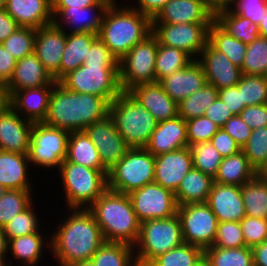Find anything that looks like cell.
I'll list each match as a JSON object with an SVG mask.
<instances>
[{"mask_svg":"<svg viewBox=\"0 0 267 266\" xmlns=\"http://www.w3.org/2000/svg\"><path fill=\"white\" fill-rule=\"evenodd\" d=\"M140 223L153 219H167L177 214L175 193L151 182L128 194Z\"/></svg>","mask_w":267,"mask_h":266,"instance_id":"cell-13","label":"cell"},{"mask_svg":"<svg viewBox=\"0 0 267 266\" xmlns=\"http://www.w3.org/2000/svg\"><path fill=\"white\" fill-rule=\"evenodd\" d=\"M256 176V170L250 165L244 152L224 157L219 165L214 182L242 186Z\"/></svg>","mask_w":267,"mask_h":266,"instance_id":"cell-34","label":"cell"},{"mask_svg":"<svg viewBox=\"0 0 267 266\" xmlns=\"http://www.w3.org/2000/svg\"><path fill=\"white\" fill-rule=\"evenodd\" d=\"M10 94L7 86L0 84V114L10 107Z\"/></svg>","mask_w":267,"mask_h":266,"instance_id":"cell-65","label":"cell"},{"mask_svg":"<svg viewBox=\"0 0 267 266\" xmlns=\"http://www.w3.org/2000/svg\"><path fill=\"white\" fill-rule=\"evenodd\" d=\"M32 191L8 189L4 193L0 198V227H4L32 204Z\"/></svg>","mask_w":267,"mask_h":266,"instance_id":"cell-44","label":"cell"},{"mask_svg":"<svg viewBox=\"0 0 267 266\" xmlns=\"http://www.w3.org/2000/svg\"><path fill=\"white\" fill-rule=\"evenodd\" d=\"M68 266H95L91 260L76 262Z\"/></svg>","mask_w":267,"mask_h":266,"instance_id":"cell-71","label":"cell"},{"mask_svg":"<svg viewBox=\"0 0 267 266\" xmlns=\"http://www.w3.org/2000/svg\"><path fill=\"white\" fill-rule=\"evenodd\" d=\"M197 60L204 69L206 82L217 90L237 85L242 76L241 69L223 53L214 49L208 42Z\"/></svg>","mask_w":267,"mask_h":266,"instance_id":"cell-19","label":"cell"},{"mask_svg":"<svg viewBox=\"0 0 267 266\" xmlns=\"http://www.w3.org/2000/svg\"><path fill=\"white\" fill-rule=\"evenodd\" d=\"M245 245L252 248L267 238V219L245 216L241 221Z\"/></svg>","mask_w":267,"mask_h":266,"instance_id":"cell-53","label":"cell"},{"mask_svg":"<svg viewBox=\"0 0 267 266\" xmlns=\"http://www.w3.org/2000/svg\"><path fill=\"white\" fill-rule=\"evenodd\" d=\"M52 8L76 9L90 7L92 5H110L113 0H51Z\"/></svg>","mask_w":267,"mask_h":266,"instance_id":"cell-61","label":"cell"},{"mask_svg":"<svg viewBox=\"0 0 267 266\" xmlns=\"http://www.w3.org/2000/svg\"><path fill=\"white\" fill-rule=\"evenodd\" d=\"M134 252L129 244L105 242L91 261L95 266H137Z\"/></svg>","mask_w":267,"mask_h":266,"instance_id":"cell-38","label":"cell"},{"mask_svg":"<svg viewBox=\"0 0 267 266\" xmlns=\"http://www.w3.org/2000/svg\"><path fill=\"white\" fill-rule=\"evenodd\" d=\"M245 246L240 222H218L216 237L211 247L239 248Z\"/></svg>","mask_w":267,"mask_h":266,"instance_id":"cell-50","label":"cell"},{"mask_svg":"<svg viewBox=\"0 0 267 266\" xmlns=\"http://www.w3.org/2000/svg\"><path fill=\"white\" fill-rule=\"evenodd\" d=\"M109 6L92 5L84 8L76 7V9L52 8L53 22L63 29H65L64 24L67 28H72L70 33L90 32L98 35L105 11Z\"/></svg>","mask_w":267,"mask_h":266,"instance_id":"cell-21","label":"cell"},{"mask_svg":"<svg viewBox=\"0 0 267 266\" xmlns=\"http://www.w3.org/2000/svg\"><path fill=\"white\" fill-rule=\"evenodd\" d=\"M98 38L97 34L67 33L65 49L61 57L59 81L69 72L76 70L84 63L92 43Z\"/></svg>","mask_w":267,"mask_h":266,"instance_id":"cell-30","label":"cell"},{"mask_svg":"<svg viewBox=\"0 0 267 266\" xmlns=\"http://www.w3.org/2000/svg\"><path fill=\"white\" fill-rule=\"evenodd\" d=\"M207 42L226 55L237 67L242 68L247 45L229 35L215 21L208 28Z\"/></svg>","mask_w":267,"mask_h":266,"instance_id":"cell-36","label":"cell"},{"mask_svg":"<svg viewBox=\"0 0 267 266\" xmlns=\"http://www.w3.org/2000/svg\"><path fill=\"white\" fill-rule=\"evenodd\" d=\"M59 82L70 91L94 94L110 103L122 92L119 65H81Z\"/></svg>","mask_w":267,"mask_h":266,"instance_id":"cell-9","label":"cell"},{"mask_svg":"<svg viewBox=\"0 0 267 266\" xmlns=\"http://www.w3.org/2000/svg\"><path fill=\"white\" fill-rule=\"evenodd\" d=\"M227 7L234 14L248 18L259 25L267 11V0H231Z\"/></svg>","mask_w":267,"mask_h":266,"instance_id":"cell-52","label":"cell"},{"mask_svg":"<svg viewBox=\"0 0 267 266\" xmlns=\"http://www.w3.org/2000/svg\"><path fill=\"white\" fill-rule=\"evenodd\" d=\"M217 97L218 90L206 82L203 87L178 104L179 116L185 121L203 116Z\"/></svg>","mask_w":267,"mask_h":266,"instance_id":"cell-40","label":"cell"},{"mask_svg":"<svg viewBox=\"0 0 267 266\" xmlns=\"http://www.w3.org/2000/svg\"><path fill=\"white\" fill-rule=\"evenodd\" d=\"M246 216L267 219V181L255 176L241 186Z\"/></svg>","mask_w":267,"mask_h":266,"instance_id":"cell-37","label":"cell"},{"mask_svg":"<svg viewBox=\"0 0 267 266\" xmlns=\"http://www.w3.org/2000/svg\"><path fill=\"white\" fill-rule=\"evenodd\" d=\"M5 9L20 27L38 29L53 23L51 0H7Z\"/></svg>","mask_w":267,"mask_h":266,"instance_id":"cell-28","label":"cell"},{"mask_svg":"<svg viewBox=\"0 0 267 266\" xmlns=\"http://www.w3.org/2000/svg\"><path fill=\"white\" fill-rule=\"evenodd\" d=\"M110 102L103 97L77 93L56 82L49 100L45 125L67 130L83 131L109 114Z\"/></svg>","mask_w":267,"mask_h":266,"instance_id":"cell-2","label":"cell"},{"mask_svg":"<svg viewBox=\"0 0 267 266\" xmlns=\"http://www.w3.org/2000/svg\"><path fill=\"white\" fill-rule=\"evenodd\" d=\"M239 116L252 130L266 127L267 104L246 106Z\"/></svg>","mask_w":267,"mask_h":266,"instance_id":"cell-56","label":"cell"},{"mask_svg":"<svg viewBox=\"0 0 267 266\" xmlns=\"http://www.w3.org/2000/svg\"><path fill=\"white\" fill-rule=\"evenodd\" d=\"M188 147L187 124L179 115L160 121L144 147L153 156Z\"/></svg>","mask_w":267,"mask_h":266,"instance_id":"cell-23","label":"cell"},{"mask_svg":"<svg viewBox=\"0 0 267 266\" xmlns=\"http://www.w3.org/2000/svg\"><path fill=\"white\" fill-rule=\"evenodd\" d=\"M204 116L222 128L226 121L233 115L226 104L219 97H217V99L209 106V108L206 109Z\"/></svg>","mask_w":267,"mask_h":266,"instance_id":"cell-59","label":"cell"},{"mask_svg":"<svg viewBox=\"0 0 267 266\" xmlns=\"http://www.w3.org/2000/svg\"><path fill=\"white\" fill-rule=\"evenodd\" d=\"M264 77H265V79L267 80V71H266V73H265Z\"/></svg>","mask_w":267,"mask_h":266,"instance_id":"cell-75","label":"cell"},{"mask_svg":"<svg viewBox=\"0 0 267 266\" xmlns=\"http://www.w3.org/2000/svg\"><path fill=\"white\" fill-rule=\"evenodd\" d=\"M58 170L69 209H88L108 189V170L92 169L66 160Z\"/></svg>","mask_w":267,"mask_h":266,"instance_id":"cell-6","label":"cell"},{"mask_svg":"<svg viewBox=\"0 0 267 266\" xmlns=\"http://www.w3.org/2000/svg\"><path fill=\"white\" fill-rule=\"evenodd\" d=\"M6 257H0V266H9L6 263Z\"/></svg>","mask_w":267,"mask_h":266,"instance_id":"cell-72","label":"cell"},{"mask_svg":"<svg viewBox=\"0 0 267 266\" xmlns=\"http://www.w3.org/2000/svg\"><path fill=\"white\" fill-rule=\"evenodd\" d=\"M155 156L145 148H130L107 173L108 190L129 194L154 182Z\"/></svg>","mask_w":267,"mask_h":266,"instance_id":"cell-8","label":"cell"},{"mask_svg":"<svg viewBox=\"0 0 267 266\" xmlns=\"http://www.w3.org/2000/svg\"><path fill=\"white\" fill-rule=\"evenodd\" d=\"M69 134L67 130L34 123L28 154L30 163L47 169H59L66 158Z\"/></svg>","mask_w":267,"mask_h":266,"instance_id":"cell-11","label":"cell"},{"mask_svg":"<svg viewBox=\"0 0 267 266\" xmlns=\"http://www.w3.org/2000/svg\"><path fill=\"white\" fill-rule=\"evenodd\" d=\"M20 26L7 13L6 9H0V43L5 41L12 33H14Z\"/></svg>","mask_w":267,"mask_h":266,"instance_id":"cell-63","label":"cell"},{"mask_svg":"<svg viewBox=\"0 0 267 266\" xmlns=\"http://www.w3.org/2000/svg\"><path fill=\"white\" fill-rule=\"evenodd\" d=\"M8 255V240L5 235L3 227H0V257H7Z\"/></svg>","mask_w":267,"mask_h":266,"instance_id":"cell-66","label":"cell"},{"mask_svg":"<svg viewBox=\"0 0 267 266\" xmlns=\"http://www.w3.org/2000/svg\"><path fill=\"white\" fill-rule=\"evenodd\" d=\"M193 266H210V263L203 255Z\"/></svg>","mask_w":267,"mask_h":266,"instance_id":"cell-70","label":"cell"},{"mask_svg":"<svg viewBox=\"0 0 267 266\" xmlns=\"http://www.w3.org/2000/svg\"><path fill=\"white\" fill-rule=\"evenodd\" d=\"M203 255L204 250L202 248L183 243L157 256L147 266H193Z\"/></svg>","mask_w":267,"mask_h":266,"instance_id":"cell-42","label":"cell"},{"mask_svg":"<svg viewBox=\"0 0 267 266\" xmlns=\"http://www.w3.org/2000/svg\"><path fill=\"white\" fill-rule=\"evenodd\" d=\"M193 168L215 178L223 157L210 141L189 146Z\"/></svg>","mask_w":267,"mask_h":266,"instance_id":"cell-43","label":"cell"},{"mask_svg":"<svg viewBox=\"0 0 267 266\" xmlns=\"http://www.w3.org/2000/svg\"><path fill=\"white\" fill-rule=\"evenodd\" d=\"M29 156L0 150V184L7 190H32Z\"/></svg>","mask_w":267,"mask_h":266,"instance_id":"cell-29","label":"cell"},{"mask_svg":"<svg viewBox=\"0 0 267 266\" xmlns=\"http://www.w3.org/2000/svg\"><path fill=\"white\" fill-rule=\"evenodd\" d=\"M193 168L188 147L155 156L154 182L176 192L181 180Z\"/></svg>","mask_w":267,"mask_h":266,"instance_id":"cell-18","label":"cell"},{"mask_svg":"<svg viewBox=\"0 0 267 266\" xmlns=\"http://www.w3.org/2000/svg\"><path fill=\"white\" fill-rule=\"evenodd\" d=\"M184 243L179 216L147 220L140 224L134 254L137 266H147L157 256Z\"/></svg>","mask_w":267,"mask_h":266,"instance_id":"cell-7","label":"cell"},{"mask_svg":"<svg viewBox=\"0 0 267 266\" xmlns=\"http://www.w3.org/2000/svg\"><path fill=\"white\" fill-rule=\"evenodd\" d=\"M214 21L229 35L249 45L259 36V27L248 18L234 14L224 6L214 10Z\"/></svg>","mask_w":267,"mask_h":266,"instance_id":"cell-33","label":"cell"},{"mask_svg":"<svg viewBox=\"0 0 267 266\" xmlns=\"http://www.w3.org/2000/svg\"><path fill=\"white\" fill-rule=\"evenodd\" d=\"M152 33V19L113 1L105 11L98 38L121 60L137 43Z\"/></svg>","mask_w":267,"mask_h":266,"instance_id":"cell-3","label":"cell"},{"mask_svg":"<svg viewBox=\"0 0 267 266\" xmlns=\"http://www.w3.org/2000/svg\"><path fill=\"white\" fill-rule=\"evenodd\" d=\"M54 85L15 91L10 96L11 107L23 118L33 123H42L47 115ZM23 111V112H22Z\"/></svg>","mask_w":267,"mask_h":266,"instance_id":"cell-26","label":"cell"},{"mask_svg":"<svg viewBox=\"0 0 267 266\" xmlns=\"http://www.w3.org/2000/svg\"><path fill=\"white\" fill-rule=\"evenodd\" d=\"M241 150L250 165L257 171L267 158V126L253 129L250 138Z\"/></svg>","mask_w":267,"mask_h":266,"instance_id":"cell-49","label":"cell"},{"mask_svg":"<svg viewBox=\"0 0 267 266\" xmlns=\"http://www.w3.org/2000/svg\"><path fill=\"white\" fill-rule=\"evenodd\" d=\"M222 128L241 148L247 143L253 131L239 115H233L229 118Z\"/></svg>","mask_w":267,"mask_h":266,"instance_id":"cell-55","label":"cell"},{"mask_svg":"<svg viewBox=\"0 0 267 266\" xmlns=\"http://www.w3.org/2000/svg\"><path fill=\"white\" fill-rule=\"evenodd\" d=\"M186 124L188 146L210 141L213 135L220 129L218 125L204 115L190 119L186 121Z\"/></svg>","mask_w":267,"mask_h":266,"instance_id":"cell-51","label":"cell"},{"mask_svg":"<svg viewBox=\"0 0 267 266\" xmlns=\"http://www.w3.org/2000/svg\"><path fill=\"white\" fill-rule=\"evenodd\" d=\"M237 88L245 106L267 104V80L264 76L242 74Z\"/></svg>","mask_w":267,"mask_h":266,"instance_id":"cell-46","label":"cell"},{"mask_svg":"<svg viewBox=\"0 0 267 266\" xmlns=\"http://www.w3.org/2000/svg\"><path fill=\"white\" fill-rule=\"evenodd\" d=\"M256 176L262 180L267 181V158L265 162L260 166V168L256 171Z\"/></svg>","mask_w":267,"mask_h":266,"instance_id":"cell-68","label":"cell"},{"mask_svg":"<svg viewBox=\"0 0 267 266\" xmlns=\"http://www.w3.org/2000/svg\"><path fill=\"white\" fill-rule=\"evenodd\" d=\"M83 65H119L110 49L97 38L91 45Z\"/></svg>","mask_w":267,"mask_h":266,"instance_id":"cell-54","label":"cell"},{"mask_svg":"<svg viewBox=\"0 0 267 266\" xmlns=\"http://www.w3.org/2000/svg\"><path fill=\"white\" fill-rule=\"evenodd\" d=\"M128 93L147 109L158 122L179 115L178 104L164 91L159 82L137 85Z\"/></svg>","mask_w":267,"mask_h":266,"instance_id":"cell-24","label":"cell"},{"mask_svg":"<svg viewBox=\"0 0 267 266\" xmlns=\"http://www.w3.org/2000/svg\"><path fill=\"white\" fill-rule=\"evenodd\" d=\"M88 210L102 230L106 242L136 244L141 223L128 194L107 189Z\"/></svg>","mask_w":267,"mask_h":266,"instance_id":"cell-4","label":"cell"},{"mask_svg":"<svg viewBox=\"0 0 267 266\" xmlns=\"http://www.w3.org/2000/svg\"><path fill=\"white\" fill-rule=\"evenodd\" d=\"M35 35L36 29L31 27H19L3 41L2 44L18 61L34 52Z\"/></svg>","mask_w":267,"mask_h":266,"instance_id":"cell-47","label":"cell"},{"mask_svg":"<svg viewBox=\"0 0 267 266\" xmlns=\"http://www.w3.org/2000/svg\"><path fill=\"white\" fill-rule=\"evenodd\" d=\"M71 212L55 229L47 247L59 266L91 260L106 242L102 230L88 209H68ZM49 243V244H48ZM51 247V248H50Z\"/></svg>","mask_w":267,"mask_h":266,"instance_id":"cell-1","label":"cell"},{"mask_svg":"<svg viewBox=\"0 0 267 266\" xmlns=\"http://www.w3.org/2000/svg\"><path fill=\"white\" fill-rule=\"evenodd\" d=\"M157 51L158 39L151 33L119 60V84L122 92H128L140 84L156 82Z\"/></svg>","mask_w":267,"mask_h":266,"instance_id":"cell-10","label":"cell"},{"mask_svg":"<svg viewBox=\"0 0 267 266\" xmlns=\"http://www.w3.org/2000/svg\"><path fill=\"white\" fill-rule=\"evenodd\" d=\"M260 36L267 38V11L258 25Z\"/></svg>","mask_w":267,"mask_h":266,"instance_id":"cell-67","label":"cell"},{"mask_svg":"<svg viewBox=\"0 0 267 266\" xmlns=\"http://www.w3.org/2000/svg\"><path fill=\"white\" fill-rule=\"evenodd\" d=\"M66 35V29L58 27L54 22L36 29L34 53L57 82Z\"/></svg>","mask_w":267,"mask_h":266,"instance_id":"cell-16","label":"cell"},{"mask_svg":"<svg viewBox=\"0 0 267 266\" xmlns=\"http://www.w3.org/2000/svg\"><path fill=\"white\" fill-rule=\"evenodd\" d=\"M7 0H0V9H4L6 6Z\"/></svg>","mask_w":267,"mask_h":266,"instance_id":"cell-74","label":"cell"},{"mask_svg":"<svg viewBox=\"0 0 267 266\" xmlns=\"http://www.w3.org/2000/svg\"><path fill=\"white\" fill-rule=\"evenodd\" d=\"M211 23H152V33L164 46L181 49L193 59L200 57L208 41V28ZM197 54V55H196ZM193 55V56H192Z\"/></svg>","mask_w":267,"mask_h":266,"instance_id":"cell-14","label":"cell"},{"mask_svg":"<svg viewBox=\"0 0 267 266\" xmlns=\"http://www.w3.org/2000/svg\"><path fill=\"white\" fill-rule=\"evenodd\" d=\"M267 71V38L259 36L247 45L241 68L244 75H262Z\"/></svg>","mask_w":267,"mask_h":266,"instance_id":"cell-45","label":"cell"},{"mask_svg":"<svg viewBox=\"0 0 267 266\" xmlns=\"http://www.w3.org/2000/svg\"><path fill=\"white\" fill-rule=\"evenodd\" d=\"M251 249L253 253V266H267V241H263Z\"/></svg>","mask_w":267,"mask_h":266,"instance_id":"cell-64","label":"cell"},{"mask_svg":"<svg viewBox=\"0 0 267 266\" xmlns=\"http://www.w3.org/2000/svg\"><path fill=\"white\" fill-rule=\"evenodd\" d=\"M84 131L97 148L102 164L107 170L116 165L130 149L109 114L89 125Z\"/></svg>","mask_w":267,"mask_h":266,"instance_id":"cell-15","label":"cell"},{"mask_svg":"<svg viewBox=\"0 0 267 266\" xmlns=\"http://www.w3.org/2000/svg\"><path fill=\"white\" fill-rule=\"evenodd\" d=\"M206 203L218 222H240L246 216L241 187L237 185L214 182Z\"/></svg>","mask_w":267,"mask_h":266,"instance_id":"cell-22","label":"cell"},{"mask_svg":"<svg viewBox=\"0 0 267 266\" xmlns=\"http://www.w3.org/2000/svg\"><path fill=\"white\" fill-rule=\"evenodd\" d=\"M184 243L203 250L213 246L218 219L207 203H191L178 206Z\"/></svg>","mask_w":267,"mask_h":266,"instance_id":"cell-12","label":"cell"},{"mask_svg":"<svg viewBox=\"0 0 267 266\" xmlns=\"http://www.w3.org/2000/svg\"><path fill=\"white\" fill-rule=\"evenodd\" d=\"M17 60L0 43V84L7 85L13 77Z\"/></svg>","mask_w":267,"mask_h":266,"instance_id":"cell-60","label":"cell"},{"mask_svg":"<svg viewBox=\"0 0 267 266\" xmlns=\"http://www.w3.org/2000/svg\"><path fill=\"white\" fill-rule=\"evenodd\" d=\"M204 256L210 266H253V253L250 247L221 248L208 247Z\"/></svg>","mask_w":267,"mask_h":266,"instance_id":"cell-41","label":"cell"},{"mask_svg":"<svg viewBox=\"0 0 267 266\" xmlns=\"http://www.w3.org/2000/svg\"><path fill=\"white\" fill-rule=\"evenodd\" d=\"M169 0H137V6L131 8L153 19Z\"/></svg>","mask_w":267,"mask_h":266,"instance_id":"cell-62","label":"cell"},{"mask_svg":"<svg viewBox=\"0 0 267 266\" xmlns=\"http://www.w3.org/2000/svg\"><path fill=\"white\" fill-rule=\"evenodd\" d=\"M218 97L230 109L232 115H239L246 107L242 102L241 91L238 90L237 85L218 90Z\"/></svg>","mask_w":267,"mask_h":266,"instance_id":"cell-58","label":"cell"},{"mask_svg":"<svg viewBox=\"0 0 267 266\" xmlns=\"http://www.w3.org/2000/svg\"><path fill=\"white\" fill-rule=\"evenodd\" d=\"M194 59L185 51L164 46L158 42V51L155 61L156 82H160L163 78L172 73L185 68Z\"/></svg>","mask_w":267,"mask_h":266,"instance_id":"cell-39","label":"cell"},{"mask_svg":"<svg viewBox=\"0 0 267 266\" xmlns=\"http://www.w3.org/2000/svg\"><path fill=\"white\" fill-rule=\"evenodd\" d=\"M214 179L200 170L192 168L181 180L175 197L178 206L191 203H206Z\"/></svg>","mask_w":267,"mask_h":266,"instance_id":"cell-31","label":"cell"},{"mask_svg":"<svg viewBox=\"0 0 267 266\" xmlns=\"http://www.w3.org/2000/svg\"><path fill=\"white\" fill-rule=\"evenodd\" d=\"M45 238L41 232L32 233L8 240V251H11L13 259H18L23 266L37 265L41 260ZM42 252V253H41Z\"/></svg>","mask_w":267,"mask_h":266,"instance_id":"cell-35","label":"cell"},{"mask_svg":"<svg viewBox=\"0 0 267 266\" xmlns=\"http://www.w3.org/2000/svg\"><path fill=\"white\" fill-rule=\"evenodd\" d=\"M39 218L35 214L33 204L22 213L16 215L4 227L7 240L39 232Z\"/></svg>","mask_w":267,"mask_h":266,"instance_id":"cell-48","label":"cell"},{"mask_svg":"<svg viewBox=\"0 0 267 266\" xmlns=\"http://www.w3.org/2000/svg\"><path fill=\"white\" fill-rule=\"evenodd\" d=\"M109 116L130 148H144L158 124L128 92H121L110 103Z\"/></svg>","mask_w":267,"mask_h":266,"instance_id":"cell-5","label":"cell"},{"mask_svg":"<svg viewBox=\"0 0 267 266\" xmlns=\"http://www.w3.org/2000/svg\"><path fill=\"white\" fill-rule=\"evenodd\" d=\"M56 82L33 52L17 61L13 77L6 86L11 96L18 90L55 85Z\"/></svg>","mask_w":267,"mask_h":266,"instance_id":"cell-27","label":"cell"},{"mask_svg":"<svg viewBox=\"0 0 267 266\" xmlns=\"http://www.w3.org/2000/svg\"><path fill=\"white\" fill-rule=\"evenodd\" d=\"M65 160L92 169L107 170L97 148L84 130L70 132Z\"/></svg>","mask_w":267,"mask_h":266,"instance_id":"cell-32","label":"cell"},{"mask_svg":"<svg viewBox=\"0 0 267 266\" xmlns=\"http://www.w3.org/2000/svg\"><path fill=\"white\" fill-rule=\"evenodd\" d=\"M6 191L7 189L0 184V198L4 195Z\"/></svg>","mask_w":267,"mask_h":266,"instance_id":"cell-73","label":"cell"},{"mask_svg":"<svg viewBox=\"0 0 267 266\" xmlns=\"http://www.w3.org/2000/svg\"><path fill=\"white\" fill-rule=\"evenodd\" d=\"M209 2V4L214 8H220V7H224L227 6V4L231 1V0H207Z\"/></svg>","mask_w":267,"mask_h":266,"instance_id":"cell-69","label":"cell"},{"mask_svg":"<svg viewBox=\"0 0 267 266\" xmlns=\"http://www.w3.org/2000/svg\"><path fill=\"white\" fill-rule=\"evenodd\" d=\"M214 10L207 0H169L152 23H212Z\"/></svg>","mask_w":267,"mask_h":266,"instance_id":"cell-17","label":"cell"},{"mask_svg":"<svg viewBox=\"0 0 267 266\" xmlns=\"http://www.w3.org/2000/svg\"><path fill=\"white\" fill-rule=\"evenodd\" d=\"M164 91L177 103H181L206 83L201 63L194 59L185 68L163 78L159 82Z\"/></svg>","mask_w":267,"mask_h":266,"instance_id":"cell-25","label":"cell"},{"mask_svg":"<svg viewBox=\"0 0 267 266\" xmlns=\"http://www.w3.org/2000/svg\"><path fill=\"white\" fill-rule=\"evenodd\" d=\"M210 142L223 158L229 157L241 151V147L223 128H220L213 135Z\"/></svg>","mask_w":267,"mask_h":266,"instance_id":"cell-57","label":"cell"},{"mask_svg":"<svg viewBox=\"0 0 267 266\" xmlns=\"http://www.w3.org/2000/svg\"><path fill=\"white\" fill-rule=\"evenodd\" d=\"M33 124L8 107L0 114V150L28 155Z\"/></svg>","mask_w":267,"mask_h":266,"instance_id":"cell-20","label":"cell"}]
</instances>
